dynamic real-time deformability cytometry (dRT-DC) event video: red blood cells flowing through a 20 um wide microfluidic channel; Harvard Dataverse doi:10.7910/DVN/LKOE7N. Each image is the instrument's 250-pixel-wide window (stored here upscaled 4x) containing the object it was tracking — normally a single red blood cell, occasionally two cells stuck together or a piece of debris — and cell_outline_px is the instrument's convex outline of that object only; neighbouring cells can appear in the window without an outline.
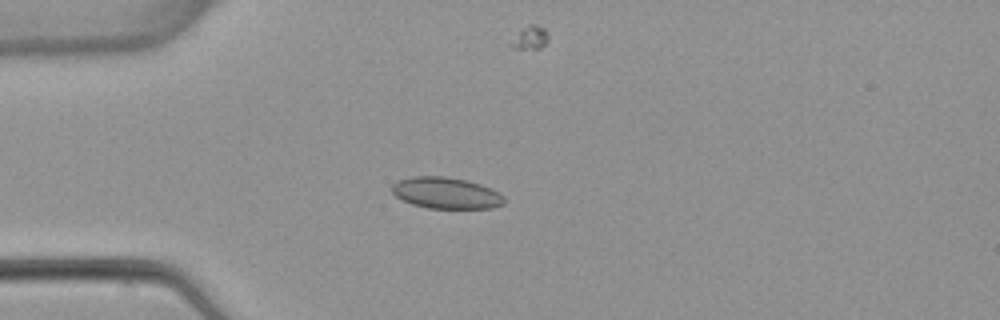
{"species": "common noctule bat (a hibernating species)", "species_latin": "Nyctalus noctula", "temperature_condition": "warm", "stored_images_in_passage": 5, "camera_frame_rate_fps": 3000, "um_per_image_px": 0.085, "animal": {"sex": "female", "body_mass_g": 22.7, "forearm_length_mm": 54.2}, "frame": {"image": 1, "passage_image": 4, "time_ms": 3.667, "image_size_px": [1000, 320], "cell_outline_px": [[504, 204], [492, 208], [428, 208], [412, 204], [396, 196], [392, 192], [392, 184], [396, 180], [412, 176], [444, 176], [468, 180], [492, 188], [504, 196]], "centroid_in_image_um": [37.92, 16.39], "position_along_channel_um": 47.1, "area_um2": 20.63}}